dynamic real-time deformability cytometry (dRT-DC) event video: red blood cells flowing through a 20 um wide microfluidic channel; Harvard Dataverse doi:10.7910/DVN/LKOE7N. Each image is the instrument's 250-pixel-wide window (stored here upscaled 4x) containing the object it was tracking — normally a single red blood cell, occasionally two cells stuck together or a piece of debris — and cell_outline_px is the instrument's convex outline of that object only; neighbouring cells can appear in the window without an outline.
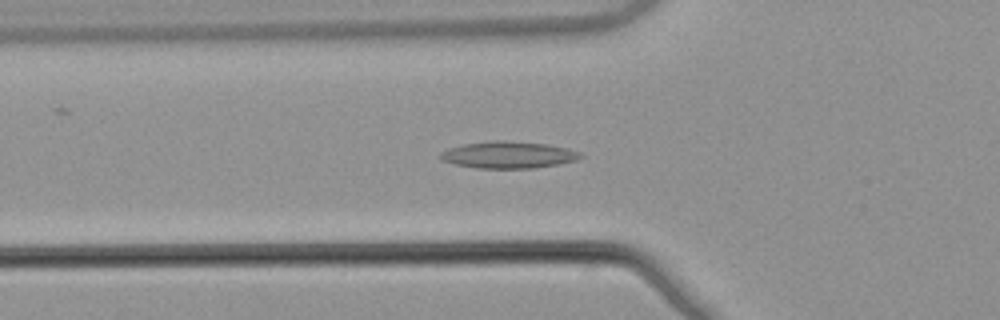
{"species": "common noctule bat (a hibernating species)", "species_latin": "Nyctalus noctula", "temperature_condition": "warm", "stored_images_in_passage": 29, "camera_frame_rate_fps": 3000, "um_per_image_px": 0.085, "animal": {"sex": "male", "body_mass_g": 21.5, "forearm_length_mm": 52.0}, "frame": {"image": 1, "passage_image": 5, "time_ms": 1.333, "image_size_px": [1000, 320], "cell_outline_px": [[584, 156], [576, 160], [536, 168], [476, 168], [456, 164], [440, 160], [440, 152], [448, 148], [464, 144], [492, 140], [504, 140], [548, 144], [568, 148], [580, 152]], "centroid_in_image_um": [43.21, 13.15], "position_along_channel_um": 82.6, "area_um2": 21.96}}
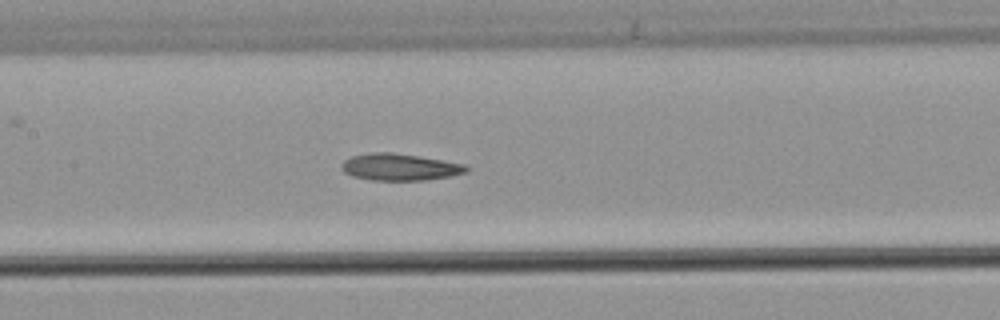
{"frame": {"image": 2, "passage_image": 12, "time_ms": 3.667, "image_size_px": [1000, 320], "cell_outline_px": [[468, 172], [448, 176], [424, 180], [372, 180], [352, 176], [344, 172], [340, 168], [340, 164], [344, 160], [352, 156], [372, 152], [392, 152], [464, 164], [468, 168]], "centroid_in_image_um": [33.92, 14.2], "position_along_channel_um": 173.5, "area_um2": 19.31}}
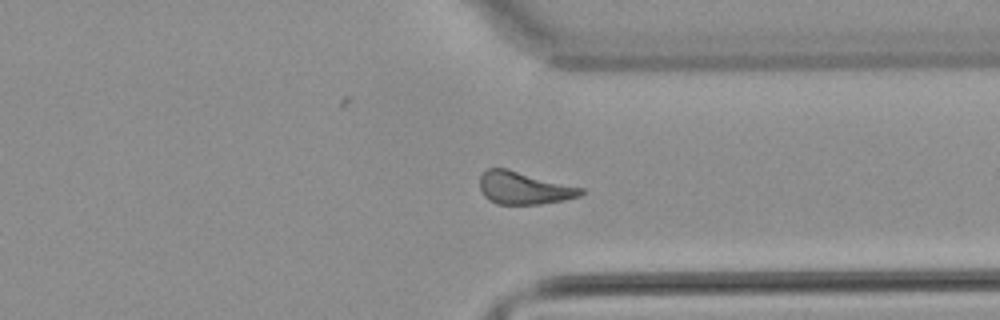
{"frame": {"image": 3, "passage_image": 27, "time_ms": 8.667, "image_size_px": [1000, 320], "cell_outline_px": [[584, 192], [580, 196], [564, 200], [540, 204], [496, 204], [488, 200], [484, 196], [480, 188], [480, 176], [488, 168], [508, 168], [584, 188]], "centroid_in_image_um": [44.54, 15.97], "position_along_channel_um": 366.9, "area_um2": 19.36}}